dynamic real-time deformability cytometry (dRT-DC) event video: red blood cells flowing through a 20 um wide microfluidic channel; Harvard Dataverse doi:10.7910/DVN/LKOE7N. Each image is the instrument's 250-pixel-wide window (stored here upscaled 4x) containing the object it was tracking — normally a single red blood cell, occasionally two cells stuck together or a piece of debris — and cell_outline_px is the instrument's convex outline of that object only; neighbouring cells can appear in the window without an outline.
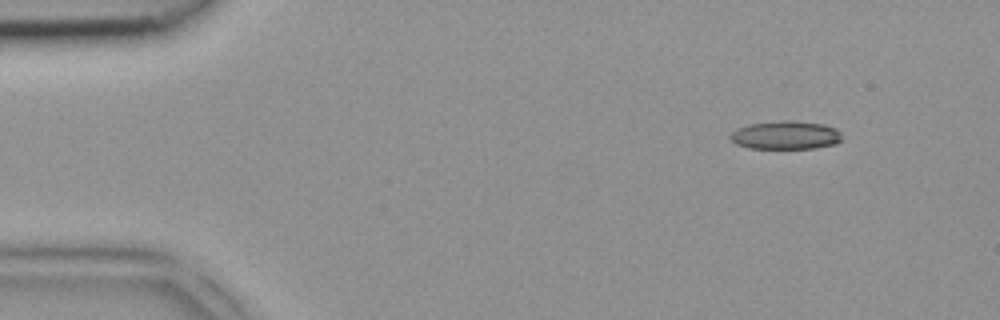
{"species": "common noctule bat (a hibernating species)", "species_latin": "Nyctalus noctula", "temperature_condition": "room temperature", "stored_images_in_passage": 5, "camera_frame_rate_fps": 3000, "um_per_image_px": 0.085, "animal": {"sex": "female", "body_mass_g": 18.4}, "frame": {"image": 1, "passage_image": 2, "time_ms": 0.333, "image_size_px": [1000, 320], "cell_outline_px": [[844, 140], [836, 144], [816, 148], [748, 148], [736, 144], [728, 136], [736, 128], [748, 124], [780, 120], [792, 120], [824, 124], [836, 128], [840, 132]], "centroid_in_image_um": [66.8, 11.48], "position_along_channel_um": 18.2, "area_um2": 18.79}}
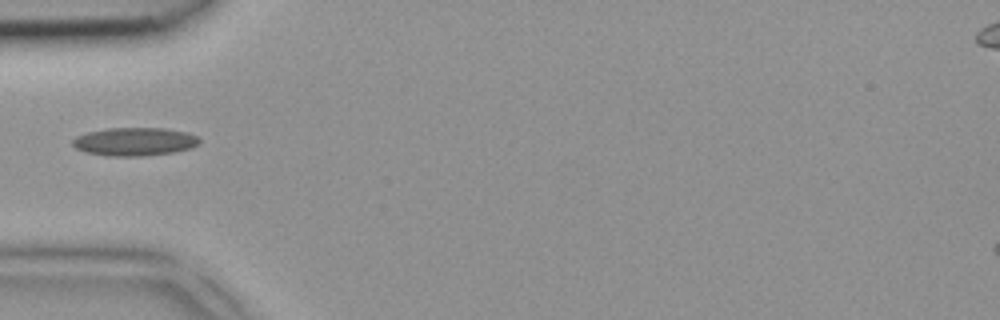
{"frame": {"image": 2, "passage_image": 4, "time_ms": 1.0, "image_size_px": [1000, 320], "cell_outline_px": [[200, 144], [192, 148], [172, 152], [144, 156], [108, 156], [88, 152], [76, 148], [72, 144], [72, 140], [76, 136], [88, 132], [108, 128], [164, 128], [188, 132], [196, 136], [200, 140]], "centroid_in_image_um": [11.47, 12.03], "position_along_channel_um": 73.5, "area_um2": 20.87}}